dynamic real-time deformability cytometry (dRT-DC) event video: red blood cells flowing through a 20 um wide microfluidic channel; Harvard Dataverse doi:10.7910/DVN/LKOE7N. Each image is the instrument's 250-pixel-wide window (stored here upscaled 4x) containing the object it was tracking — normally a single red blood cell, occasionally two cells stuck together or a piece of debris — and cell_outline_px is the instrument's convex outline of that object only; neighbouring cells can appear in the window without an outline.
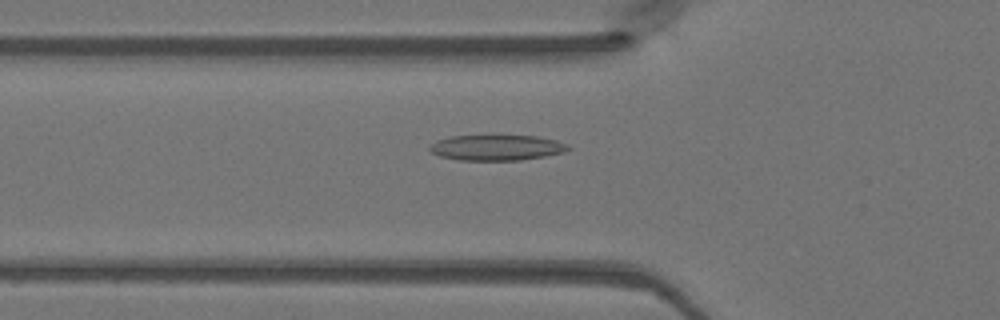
{"species": "Egyptian fruit bat (a non-hibernating species)", "species_latin": "Rousettus aegyptiacus", "temperature_condition": "warm", "stored_images_in_passage": 49, "camera_frame_rate_fps": 3000, "um_per_image_px": 0.085, "animal": {"sex": "female"}, "frame": {"image": 1, "passage_image": 17, "time_ms": 5.333, "image_size_px": [1000, 320], "cell_outline_px": [[572, 148], [564, 152], [544, 156], [520, 160], [460, 160], [440, 156], [432, 152], [428, 148], [436, 140], [452, 136], [492, 132], [536, 136], [556, 140], [568, 144]], "centroid_in_image_um": [42.22, 12.49], "position_along_channel_um": 83.6, "area_um2": 21.68}}
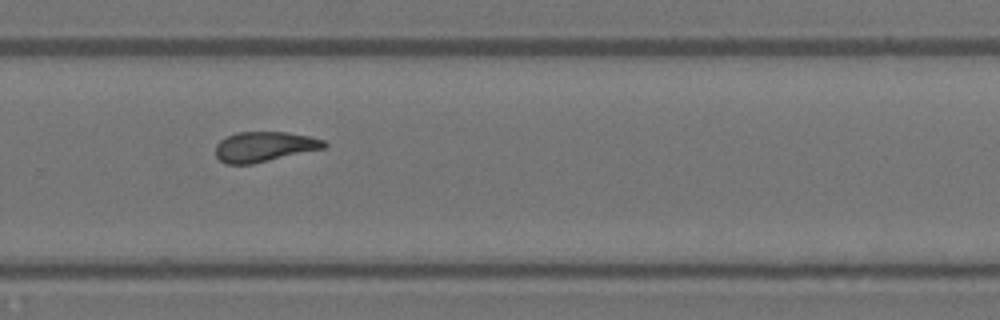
{"frame": {"image": 2, "passage_image": 33, "time_ms": 10.667, "image_size_px": [1000, 320], "cell_outline_px": [[328, 144], [324, 148], [252, 164], [224, 164], [216, 156], [216, 144], [220, 140], [236, 132], [288, 132], [308, 136], [324, 140]], "centroid_in_image_um": [22.45, 12.47], "position_along_channel_um": 307.4, "area_um2": 18.96}}
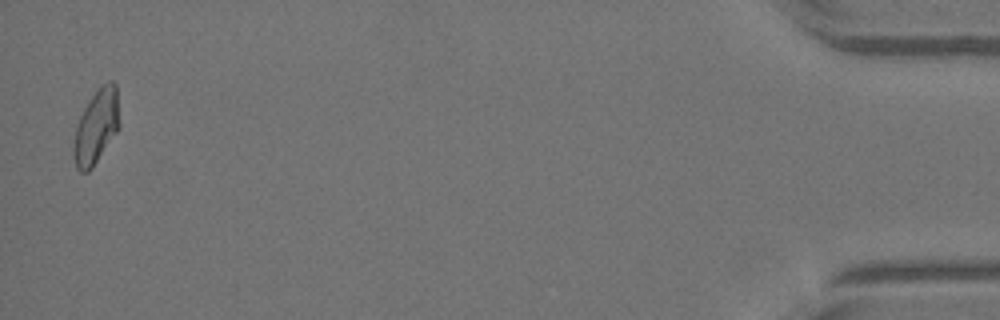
{"frame": {"image": 3, "passage_image": 48, "time_ms": 15.667, "image_size_px": [1000, 320], "cell_outline_px": [[120, 128], [92, 168], [88, 172], [80, 172], [76, 168], [72, 152], [72, 148], [76, 128], [80, 116], [88, 100], [96, 88], [100, 84], [108, 80], [112, 80], [116, 84], [120, 124]], "centroid_in_image_um": [8.19, 10.74], "position_along_channel_um": 427.0, "area_um2": 20.23}}